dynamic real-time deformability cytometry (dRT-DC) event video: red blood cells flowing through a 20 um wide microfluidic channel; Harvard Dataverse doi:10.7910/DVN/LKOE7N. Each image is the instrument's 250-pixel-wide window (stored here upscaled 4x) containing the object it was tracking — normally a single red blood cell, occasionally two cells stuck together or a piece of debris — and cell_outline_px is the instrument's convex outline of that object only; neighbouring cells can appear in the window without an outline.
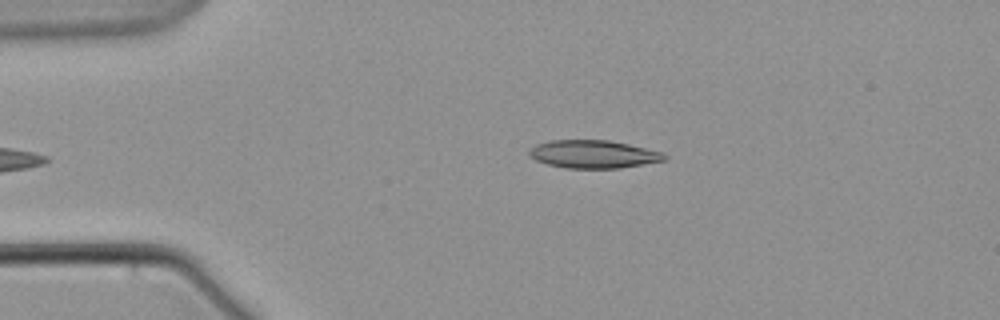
{"species": "common noctule bat (a hibernating species)", "species_latin": "Nyctalus noctula", "temperature_condition": "warm", "stored_images_in_passage": 5, "camera_frame_rate_fps": 3000, "um_per_image_px": 0.085, "animal": {"sex": "male", "body_mass_g": 21.5, "forearm_length_mm": 52.0}, "frame": {"image": 1, "passage_image": 5, "time_ms": 4.667, "image_size_px": [1000, 320], "cell_outline_px": [[668, 160], [620, 168], [564, 168], [548, 164], [536, 160], [528, 156], [528, 148], [536, 144], [552, 140], [608, 140], [628, 144], [664, 152], [668, 156]], "centroid_in_image_um": [50.44, 13.1], "position_along_channel_um": 34.6, "area_um2": 22.25}}